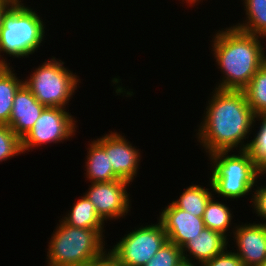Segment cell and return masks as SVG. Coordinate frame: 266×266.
<instances>
[{
  "mask_svg": "<svg viewBox=\"0 0 266 266\" xmlns=\"http://www.w3.org/2000/svg\"><path fill=\"white\" fill-rule=\"evenodd\" d=\"M104 231L72 227L59 220L48 242L47 266H76L100 259L108 250Z\"/></svg>",
  "mask_w": 266,
  "mask_h": 266,
  "instance_id": "277c9868",
  "label": "cell"
},
{
  "mask_svg": "<svg viewBox=\"0 0 266 266\" xmlns=\"http://www.w3.org/2000/svg\"><path fill=\"white\" fill-rule=\"evenodd\" d=\"M76 266H93V261L89 262V263H85V264H79V265H76Z\"/></svg>",
  "mask_w": 266,
  "mask_h": 266,
  "instance_id": "4dcf8cb0",
  "label": "cell"
},
{
  "mask_svg": "<svg viewBox=\"0 0 266 266\" xmlns=\"http://www.w3.org/2000/svg\"><path fill=\"white\" fill-rule=\"evenodd\" d=\"M261 120V122H260ZM260 122L259 128L252 140H249L247 151L255 161L257 167L263 172L266 170V115L255 116L254 124Z\"/></svg>",
  "mask_w": 266,
  "mask_h": 266,
  "instance_id": "7402d4cb",
  "label": "cell"
},
{
  "mask_svg": "<svg viewBox=\"0 0 266 266\" xmlns=\"http://www.w3.org/2000/svg\"><path fill=\"white\" fill-rule=\"evenodd\" d=\"M45 108L23 84L15 93L8 126L22 139Z\"/></svg>",
  "mask_w": 266,
  "mask_h": 266,
  "instance_id": "4fadbf2b",
  "label": "cell"
},
{
  "mask_svg": "<svg viewBox=\"0 0 266 266\" xmlns=\"http://www.w3.org/2000/svg\"><path fill=\"white\" fill-rule=\"evenodd\" d=\"M233 152V154H232ZM217 151L208 155L212 174L209 180L213 193L226 199H239L250 195L263 172L247 150Z\"/></svg>",
  "mask_w": 266,
  "mask_h": 266,
  "instance_id": "5b68a950",
  "label": "cell"
},
{
  "mask_svg": "<svg viewBox=\"0 0 266 266\" xmlns=\"http://www.w3.org/2000/svg\"><path fill=\"white\" fill-rule=\"evenodd\" d=\"M22 2H14L2 16L0 65H10L7 58L3 57L4 53L14 59L27 58L45 42V22L36 10Z\"/></svg>",
  "mask_w": 266,
  "mask_h": 266,
  "instance_id": "3957f363",
  "label": "cell"
},
{
  "mask_svg": "<svg viewBox=\"0 0 266 266\" xmlns=\"http://www.w3.org/2000/svg\"><path fill=\"white\" fill-rule=\"evenodd\" d=\"M182 258L181 248L167 241L144 266H175Z\"/></svg>",
  "mask_w": 266,
  "mask_h": 266,
  "instance_id": "cb8c5ba5",
  "label": "cell"
},
{
  "mask_svg": "<svg viewBox=\"0 0 266 266\" xmlns=\"http://www.w3.org/2000/svg\"><path fill=\"white\" fill-rule=\"evenodd\" d=\"M14 2L15 1L13 0H0V27L2 24V16L6 13V11Z\"/></svg>",
  "mask_w": 266,
  "mask_h": 266,
  "instance_id": "83f0119b",
  "label": "cell"
},
{
  "mask_svg": "<svg viewBox=\"0 0 266 266\" xmlns=\"http://www.w3.org/2000/svg\"><path fill=\"white\" fill-rule=\"evenodd\" d=\"M243 91L254 115H266V62Z\"/></svg>",
  "mask_w": 266,
  "mask_h": 266,
  "instance_id": "44dd1931",
  "label": "cell"
},
{
  "mask_svg": "<svg viewBox=\"0 0 266 266\" xmlns=\"http://www.w3.org/2000/svg\"><path fill=\"white\" fill-rule=\"evenodd\" d=\"M209 183L208 185H210V189L204 188L199 184L190 185L183 191L179 198L177 200H173L172 203L177 208L185 210L196 217H202L206 204L214 195L210 180Z\"/></svg>",
  "mask_w": 266,
  "mask_h": 266,
  "instance_id": "d6986e66",
  "label": "cell"
},
{
  "mask_svg": "<svg viewBox=\"0 0 266 266\" xmlns=\"http://www.w3.org/2000/svg\"><path fill=\"white\" fill-rule=\"evenodd\" d=\"M115 266H122V265H119V264L116 262V260H115Z\"/></svg>",
  "mask_w": 266,
  "mask_h": 266,
  "instance_id": "d6a6232c",
  "label": "cell"
},
{
  "mask_svg": "<svg viewBox=\"0 0 266 266\" xmlns=\"http://www.w3.org/2000/svg\"><path fill=\"white\" fill-rule=\"evenodd\" d=\"M258 181L256 182L257 188H254L252 192L251 201L254 209V213L258 214L257 216L261 217L262 223L266 224V184L264 185H257Z\"/></svg>",
  "mask_w": 266,
  "mask_h": 266,
  "instance_id": "d4e9b609",
  "label": "cell"
},
{
  "mask_svg": "<svg viewBox=\"0 0 266 266\" xmlns=\"http://www.w3.org/2000/svg\"><path fill=\"white\" fill-rule=\"evenodd\" d=\"M259 266H266V260Z\"/></svg>",
  "mask_w": 266,
  "mask_h": 266,
  "instance_id": "1f68e13d",
  "label": "cell"
},
{
  "mask_svg": "<svg viewBox=\"0 0 266 266\" xmlns=\"http://www.w3.org/2000/svg\"><path fill=\"white\" fill-rule=\"evenodd\" d=\"M231 233L236 245L233 250L243 266H259L266 260V224L245 223L233 226Z\"/></svg>",
  "mask_w": 266,
  "mask_h": 266,
  "instance_id": "8fae6325",
  "label": "cell"
},
{
  "mask_svg": "<svg viewBox=\"0 0 266 266\" xmlns=\"http://www.w3.org/2000/svg\"><path fill=\"white\" fill-rule=\"evenodd\" d=\"M137 228L125 234L108 253L122 266H144L168 241L161 222Z\"/></svg>",
  "mask_w": 266,
  "mask_h": 266,
  "instance_id": "52a82bcc",
  "label": "cell"
},
{
  "mask_svg": "<svg viewBox=\"0 0 266 266\" xmlns=\"http://www.w3.org/2000/svg\"><path fill=\"white\" fill-rule=\"evenodd\" d=\"M228 242L230 241L221 233L204 228L198 236L187 241L181 247L182 256L184 259L203 264L221 254L230 246Z\"/></svg>",
  "mask_w": 266,
  "mask_h": 266,
  "instance_id": "5bb4252c",
  "label": "cell"
},
{
  "mask_svg": "<svg viewBox=\"0 0 266 266\" xmlns=\"http://www.w3.org/2000/svg\"><path fill=\"white\" fill-rule=\"evenodd\" d=\"M265 174V175H264ZM266 176V170L265 171H263V177H265Z\"/></svg>",
  "mask_w": 266,
  "mask_h": 266,
  "instance_id": "836d02e7",
  "label": "cell"
},
{
  "mask_svg": "<svg viewBox=\"0 0 266 266\" xmlns=\"http://www.w3.org/2000/svg\"><path fill=\"white\" fill-rule=\"evenodd\" d=\"M66 110L61 107H46L21 139L22 152L25 154L26 151L30 152L39 146L72 139L77 131V121Z\"/></svg>",
  "mask_w": 266,
  "mask_h": 266,
  "instance_id": "ba28073f",
  "label": "cell"
},
{
  "mask_svg": "<svg viewBox=\"0 0 266 266\" xmlns=\"http://www.w3.org/2000/svg\"><path fill=\"white\" fill-rule=\"evenodd\" d=\"M196 262L182 258L175 266H198ZM201 266V264H199Z\"/></svg>",
  "mask_w": 266,
  "mask_h": 266,
  "instance_id": "f1b7e54d",
  "label": "cell"
},
{
  "mask_svg": "<svg viewBox=\"0 0 266 266\" xmlns=\"http://www.w3.org/2000/svg\"><path fill=\"white\" fill-rule=\"evenodd\" d=\"M232 214L233 212L230 210L228 205L221 201H216L213 195L206 204L202 219L204 221L205 228L219 232L229 240L227 236L229 235L231 237L228 233H230V228H232L231 221L234 217Z\"/></svg>",
  "mask_w": 266,
  "mask_h": 266,
  "instance_id": "ffe728a7",
  "label": "cell"
},
{
  "mask_svg": "<svg viewBox=\"0 0 266 266\" xmlns=\"http://www.w3.org/2000/svg\"><path fill=\"white\" fill-rule=\"evenodd\" d=\"M23 154L21 139L5 124H0V162Z\"/></svg>",
  "mask_w": 266,
  "mask_h": 266,
  "instance_id": "603a6c76",
  "label": "cell"
},
{
  "mask_svg": "<svg viewBox=\"0 0 266 266\" xmlns=\"http://www.w3.org/2000/svg\"><path fill=\"white\" fill-rule=\"evenodd\" d=\"M210 95L195 134L202 149L208 155L217 151L246 150L250 141H245L258 124L253 123L255 115L244 91L214 88Z\"/></svg>",
  "mask_w": 266,
  "mask_h": 266,
  "instance_id": "6da1fadb",
  "label": "cell"
},
{
  "mask_svg": "<svg viewBox=\"0 0 266 266\" xmlns=\"http://www.w3.org/2000/svg\"><path fill=\"white\" fill-rule=\"evenodd\" d=\"M245 21L232 26L247 34H253L266 39V0H242Z\"/></svg>",
  "mask_w": 266,
  "mask_h": 266,
  "instance_id": "ac0fdd59",
  "label": "cell"
},
{
  "mask_svg": "<svg viewBox=\"0 0 266 266\" xmlns=\"http://www.w3.org/2000/svg\"><path fill=\"white\" fill-rule=\"evenodd\" d=\"M77 200L61 220L72 227L104 229L105 222L100 218L87 196L83 194Z\"/></svg>",
  "mask_w": 266,
  "mask_h": 266,
  "instance_id": "2e32d148",
  "label": "cell"
},
{
  "mask_svg": "<svg viewBox=\"0 0 266 266\" xmlns=\"http://www.w3.org/2000/svg\"><path fill=\"white\" fill-rule=\"evenodd\" d=\"M167 234L168 241L182 247L205 228L202 217L177 208L172 202L159 213L158 219Z\"/></svg>",
  "mask_w": 266,
  "mask_h": 266,
  "instance_id": "7c38bea8",
  "label": "cell"
},
{
  "mask_svg": "<svg viewBox=\"0 0 266 266\" xmlns=\"http://www.w3.org/2000/svg\"><path fill=\"white\" fill-rule=\"evenodd\" d=\"M213 34L212 54L223 75L215 88L243 91L266 62L263 37L226 27Z\"/></svg>",
  "mask_w": 266,
  "mask_h": 266,
  "instance_id": "7a4b0ae2",
  "label": "cell"
},
{
  "mask_svg": "<svg viewBox=\"0 0 266 266\" xmlns=\"http://www.w3.org/2000/svg\"><path fill=\"white\" fill-rule=\"evenodd\" d=\"M10 65H0V124L9 125L15 93L24 84Z\"/></svg>",
  "mask_w": 266,
  "mask_h": 266,
  "instance_id": "e0dca14e",
  "label": "cell"
},
{
  "mask_svg": "<svg viewBox=\"0 0 266 266\" xmlns=\"http://www.w3.org/2000/svg\"><path fill=\"white\" fill-rule=\"evenodd\" d=\"M184 2V0H182ZM201 0H185L186 3L189 4V6H195V3L198 4L200 3Z\"/></svg>",
  "mask_w": 266,
  "mask_h": 266,
  "instance_id": "f546056e",
  "label": "cell"
},
{
  "mask_svg": "<svg viewBox=\"0 0 266 266\" xmlns=\"http://www.w3.org/2000/svg\"><path fill=\"white\" fill-rule=\"evenodd\" d=\"M62 60L55 57L45 60L35 67L34 72L24 80V84L34 97L45 107L67 109L70 99L79 87L80 78L64 67Z\"/></svg>",
  "mask_w": 266,
  "mask_h": 266,
  "instance_id": "8992f818",
  "label": "cell"
},
{
  "mask_svg": "<svg viewBox=\"0 0 266 266\" xmlns=\"http://www.w3.org/2000/svg\"><path fill=\"white\" fill-rule=\"evenodd\" d=\"M129 182L123 179L91 183L85 196L92 202L96 212L105 222L125 217L131 206Z\"/></svg>",
  "mask_w": 266,
  "mask_h": 266,
  "instance_id": "9c48e42d",
  "label": "cell"
},
{
  "mask_svg": "<svg viewBox=\"0 0 266 266\" xmlns=\"http://www.w3.org/2000/svg\"><path fill=\"white\" fill-rule=\"evenodd\" d=\"M93 266H115V259L107 252L100 259L94 260Z\"/></svg>",
  "mask_w": 266,
  "mask_h": 266,
  "instance_id": "4316f807",
  "label": "cell"
},
{
  "mask_svg": "<svg viewBox=\"0 0 266 266\" xmlns=\"http://www.w3.org/2000/svg\"><path fill=\"white\" fill-rule=\"evenodd\" d=\"M85 161L86 178L90 183L110 182L120 178L113 172L109 165V154L95 141L88 144Z\"/></svg>",
  "mask_w": 266,
  "mask_h": 266,
  "instance_id": "9a60e30c",
  "label": "cell"
},
{
  "mask_svg": "<svg viewBox=\"0 0 266 266\" xmlns=\"http://www.w3.org/2000/svg\"><path fill=\"white\" fill-rule=\"evenodd\" d=\"M201 266H243V264L235 252L226 248L221 254L216 255Z\"/></svg>",
  "mask_w": 266,
  "mask_h": 266,
  "instance_id": "484cf974",
  "label": "cell"
},
{
  "mask_svg": "<svg viewBox=\"0 0 266 266\" xmlns=\"http://www.w3.org/2000/svg\"><path fill=\"white\" fill-rule=\"evenodd\" d=\"M109 132L95 141L109 154V165H112L113 172L120 179L133 182L140 169L141 153L125 135L115 131Z\"/></svg>",
  "mask_w": 266,
  "mask_h": 266,
  "instance_id": "30bf717a",
  "label": "cell"
}]
</instances>
